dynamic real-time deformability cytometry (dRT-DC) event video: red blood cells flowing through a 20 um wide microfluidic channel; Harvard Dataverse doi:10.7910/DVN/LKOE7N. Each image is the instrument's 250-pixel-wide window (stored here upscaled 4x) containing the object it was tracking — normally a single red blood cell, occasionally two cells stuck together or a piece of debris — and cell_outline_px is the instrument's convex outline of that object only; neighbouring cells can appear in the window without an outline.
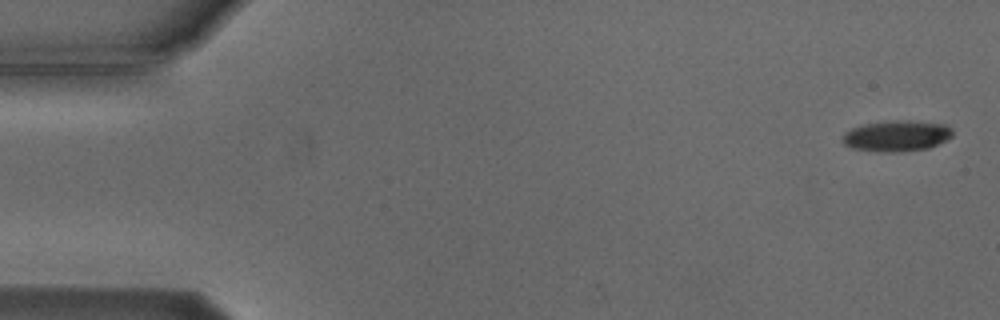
{"species": "Egyptian fruit bat (a non-hibernating species)", "species_latin": "Rousettus aegyptiacus", "temperature_condition": "cold", "stored_images_in_passage": 5, "segment_of_instrument_passage": [1, 2], "camera_frame_rate_fps": 3000, "um_per_image_px": 0.085, "animal": {"sex": "male"}, "frame": {"image": 1, "passage_image": 1, "time_ms": 0.0, "image_size_px": [1000, 320], "cell_outline_px": [[952, 136], [948, 140], [928, 148], [900, 152], [884, 152], [852, 148], [844, 144], [844, 132], [852, 128], [864, 124], [900, 120], [908, 120], [948, 124], [952, 128]], "centroid_in_image_um": [76.28, 11.55], "position_along_channel_um": 8.7, "area_um2": 19.83}}
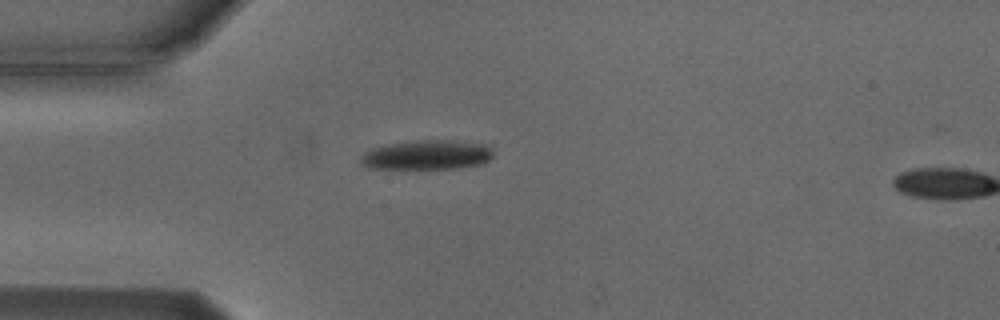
{"frame": {"image": 2, "passage_image": 4, "time_ms": 4.333, "image_size_px": [1000, 320], "cell_outline_px": [[492, 156], [488, 160], [480, 164], [456, 168], [372, 168], [364, 164], [360, 160], [360, 156], [364, 152], [372, 148], [388, 144], [412, 140], [452, 140], [484, 144], [492, 152]], "centroid_in_image_um": [36.27, 13.15], "position_along_channel_um": 48.7, "area_um2": 22.48}}